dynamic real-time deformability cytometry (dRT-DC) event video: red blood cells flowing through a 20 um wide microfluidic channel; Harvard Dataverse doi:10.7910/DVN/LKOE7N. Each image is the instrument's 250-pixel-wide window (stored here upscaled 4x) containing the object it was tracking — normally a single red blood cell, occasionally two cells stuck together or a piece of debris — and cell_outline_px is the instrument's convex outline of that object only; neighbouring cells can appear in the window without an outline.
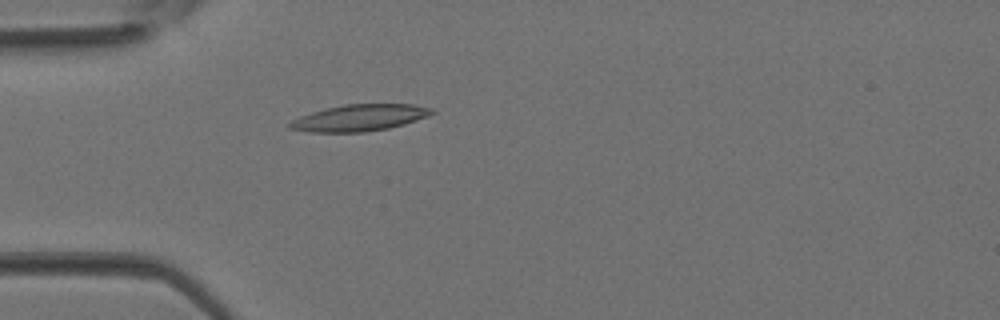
{"species": "Egyptian fruit bat (a non-hibernating species)", "species_latin": "Rousettus aegyptiacus", "temperature_condition": "room temperature", "stored_images_in_passage": 4, "camera_frame_rate_fps": 3000, "um_per_image_px": 0.085, "animal": {"sex": "female"}, "frame": {"image": 1, "passage_image": 4, "time_ms": 1.0, "image_size_px": [1000, 320], "cell_outline_px": [[436, 112], [428, 116], [404, 124], [388, 128], [364, 132], [308, 132], [288, 128], [288, 124], [292, 120], [300, 116], [324, 108], [344, 104], [412, 104], [432, 108]], "centroid_in_image_um": [30.55, 10.01], "position_along_channel_um": 54.5, "area_um2": 22.02}}